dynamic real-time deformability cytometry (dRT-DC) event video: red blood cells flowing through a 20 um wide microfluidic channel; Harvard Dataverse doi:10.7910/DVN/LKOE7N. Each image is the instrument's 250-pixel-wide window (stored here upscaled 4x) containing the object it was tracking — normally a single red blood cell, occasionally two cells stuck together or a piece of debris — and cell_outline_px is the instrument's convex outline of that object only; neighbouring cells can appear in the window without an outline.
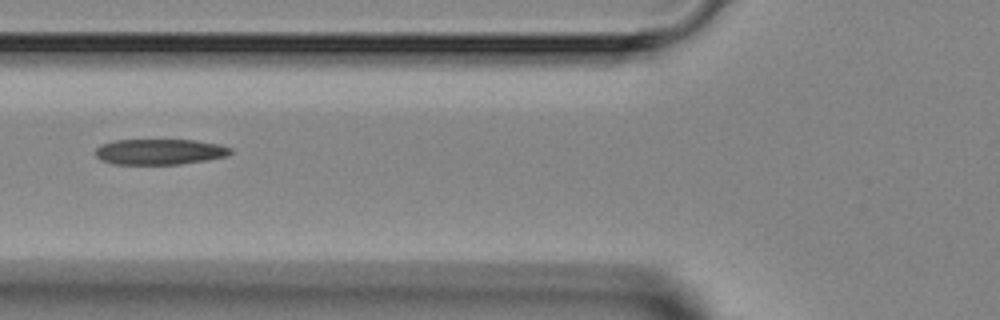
{"species": "Egyptian fruit bat (a non-hibernating species)", "species_latin": "Rousettus aegyptiacus", "temperature_condition": "room temperature", "stored_images_in_passage": 5, "camera_frame_rate_fps": 3000, "um_per_image_px": 0.085, "animal": {"sex": "female"}, "frame": {"image": 1, "passage_image": 5, "time_ms": 5.667, "image_size_px": [1000, 320], "cell_outline_px": [[232, 152], [228, 156], [208, 160], [180, 164], [112, 164], [100, 160], [96, 156], [96, 148], [100, 144], [112, 140], [196, 140], [220, 144], [232, 148]], "centroid_in_image_um": [13.58, 12.9], "position_along_channel_um": 112.2, "area_um2": 20.46}}